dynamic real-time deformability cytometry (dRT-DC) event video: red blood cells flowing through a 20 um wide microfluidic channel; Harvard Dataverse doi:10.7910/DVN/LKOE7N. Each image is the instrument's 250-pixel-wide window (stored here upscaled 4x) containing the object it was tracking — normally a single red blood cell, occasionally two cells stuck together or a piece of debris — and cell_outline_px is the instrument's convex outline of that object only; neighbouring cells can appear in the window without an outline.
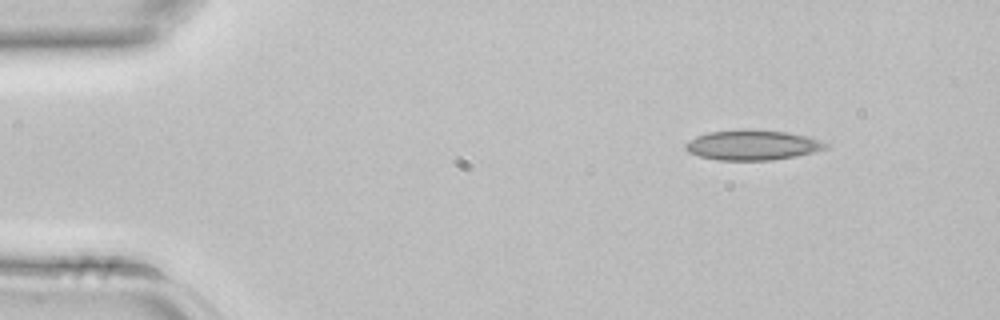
{"species": "common noctule bat (a hibernating species)", "species_latin": "Nyctalus noctula", "temperature_condition": "room temperature", "stored_images_in_passage": 3, "camera_frame_rate_fps": 3000, "um_per_image_px": 0.085, "animal": {"sex": "female", "body_mass_g": 22.7, "forearm_length_mm": 54.2}, "frame": {"image": 1, "passage_image": 1, "time_ms": 0.0, "image_size_px": [1000, 320], "cell_outline_px": [[832, 144], [828, 148], [816, 152], [796, 156], [772, 160], [716, 160], [700, 156], [688, 152], [684, 148], [684, 144], [688, 140], [696, 136], [708, 132], [740, 128], [744, 128], [788, 132], [808, 136]], "centroid_in_image_um": [63.98, 12.31], "position_along_channel_um": 21.0, "area_um2": 25.14}}
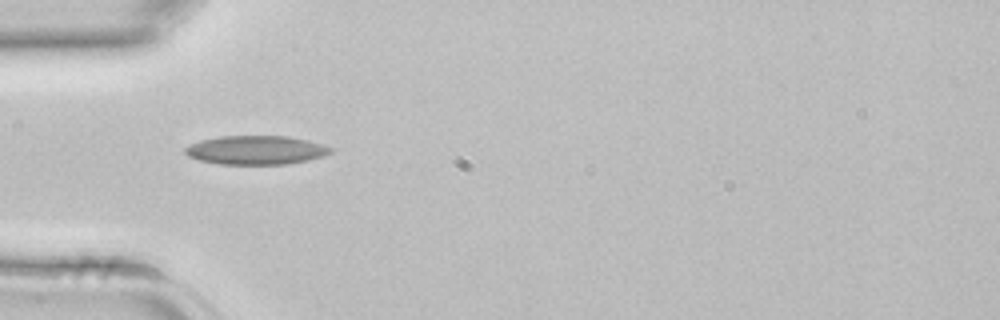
{"frame": {"image": 2, "passage_image": 3, "time_ms": 0.667, "image_size_px": [1000, 320], "cell_outline_px": [[332, 152], [324, 156], [308, 160], [288, 164], [220, 164], [200, 160], [188, 156], [184, 152], [184, 148], [200, 140], [220, 136], [288, 136], [308, 140], [324, 144], [332, 148]], "centroid_in_image_um": [21.79, 12.75], "position_along_channel_um": 63.2, "area_um2": 24.51}}